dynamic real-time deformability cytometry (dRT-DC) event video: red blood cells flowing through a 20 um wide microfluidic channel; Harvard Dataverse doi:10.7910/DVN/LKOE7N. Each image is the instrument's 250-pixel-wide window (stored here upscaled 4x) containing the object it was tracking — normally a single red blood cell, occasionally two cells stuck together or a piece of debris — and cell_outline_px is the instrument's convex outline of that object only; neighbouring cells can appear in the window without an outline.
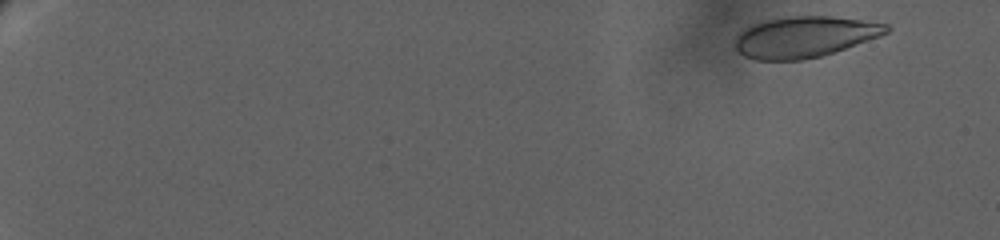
{"species": "human", "species_latin": "Homo sapiens", "temperature_condition": "warm", "stored_images_in_passage": 45, "camera_frame_rate_fps": 3000, "um_per_image_px": 0.085, "donor": {"sex": "female"}, "frame": {"image": 1, "passage_image": 6, "time_ms": 1.0, "image_size_px": [1000, 240], "cell_outline_px": [[892, 28], [888, 32], [880, 36], [820, 56], [804, 60], [756, 60], [744, 56], [736, 48], [736, 36], [744, 28], [764, 20], [788, 16], [832, 16], [888, 24]], "centroid_in_image_um": [68.38, 3.13], "position_along_channel_um": 16.6, "area_um2": 35.95}}
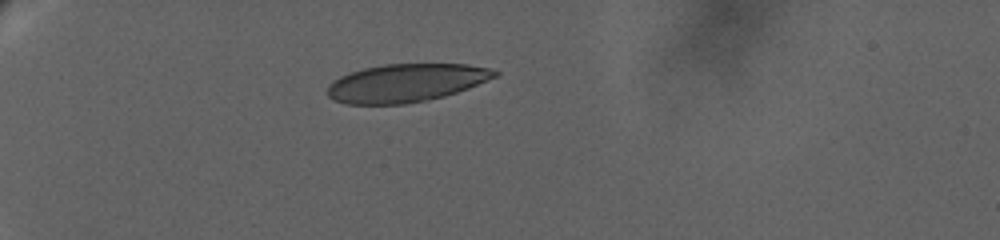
{"frame": {"image": 2, "passage_image": 39, "time_ms": 7.667, "image_size_px": [1000, 240], "cell_outline_px": [[500, 72], [496, 76], [468, 88], [444, 96], [428, 100], [404, 104], [344, 104], [332, 100], [328, 96], [328, 84], [332, 80], [340, 76], [364, 68], [384, 64], [468, 64], [488, 68]], "centroid_in_image_um": [34.47, 7.05], "position_along_channel_um": 50.5, "area_um2": 37.11}}